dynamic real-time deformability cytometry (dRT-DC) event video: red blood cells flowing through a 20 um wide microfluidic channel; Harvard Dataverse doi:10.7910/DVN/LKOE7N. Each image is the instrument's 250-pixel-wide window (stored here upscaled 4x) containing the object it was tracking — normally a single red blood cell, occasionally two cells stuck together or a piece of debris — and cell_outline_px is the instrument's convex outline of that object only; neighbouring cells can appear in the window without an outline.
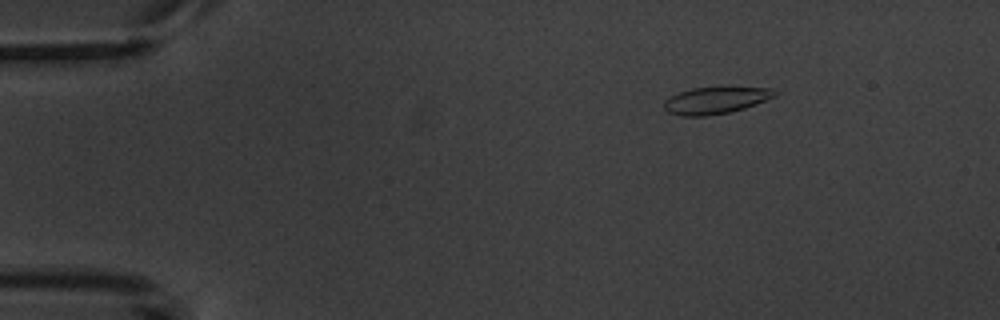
{"species": "common noctule bat (a hibernating species)", "species_latin": "Nyctalus noctula", "temperature_condition": "warm", "stored_images_in_passage": 6, "camera_frame_rate_fps": 3000, "um_per_image_px": 0.085, "animal": {"sex": "male", "body_mass_g": 20.1, "forearm_length_mm": 53.5}, "frame": {"image": 1, "passage_image": 3, "time_ms": 2.333, "image_size_px": [1000, 320], "cell_outline_px": [[776, 96], [756, 104], [744, 108], [728, 112], [704, 116], [680, 116], [668, 112], [664, 108], [664, 100], [680, 92], [692, 88], [720, 84], [772, 88], [776, 92]], "centroid_in_image_um": [60.87, 8.47], "position_along_channel_um": 24.1, "area_um2": 18.09}}